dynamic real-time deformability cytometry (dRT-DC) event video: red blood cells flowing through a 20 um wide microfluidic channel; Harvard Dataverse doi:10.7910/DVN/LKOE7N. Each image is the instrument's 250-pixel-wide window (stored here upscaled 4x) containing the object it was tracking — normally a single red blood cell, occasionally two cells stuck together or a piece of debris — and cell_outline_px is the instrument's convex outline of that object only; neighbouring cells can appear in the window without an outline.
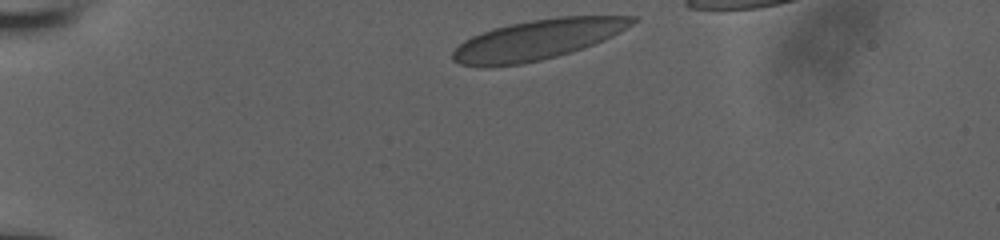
{"species": "human", "species_latin": "Homo sapiens", "temperature_condition": "room temperature", "stored_images_in_passage": 8, "camera_frame_rate_fps": 3000, "um_per_image_px": 0.085, "donor": {"sex": "male"}, "frame": {"image": 1, "passage_image": 1, "time_ms": 0.0, "image_size_px": [1000, 240], "cell_outline_px": [[640, 16], [632, 24], [620, 32], [612, 36], [592, 44], [556, 56], [540, 60], [520, 64], [460, 64], [452, 60], [452, 52], [464, 40], [472, 36], [496, 28], [512, 24], [532, 20], [556, 16]], "centroid_in_image_um": [45.74, 3.33], "position_along_channel_um": 39.3, "area_um2": 40.58}}